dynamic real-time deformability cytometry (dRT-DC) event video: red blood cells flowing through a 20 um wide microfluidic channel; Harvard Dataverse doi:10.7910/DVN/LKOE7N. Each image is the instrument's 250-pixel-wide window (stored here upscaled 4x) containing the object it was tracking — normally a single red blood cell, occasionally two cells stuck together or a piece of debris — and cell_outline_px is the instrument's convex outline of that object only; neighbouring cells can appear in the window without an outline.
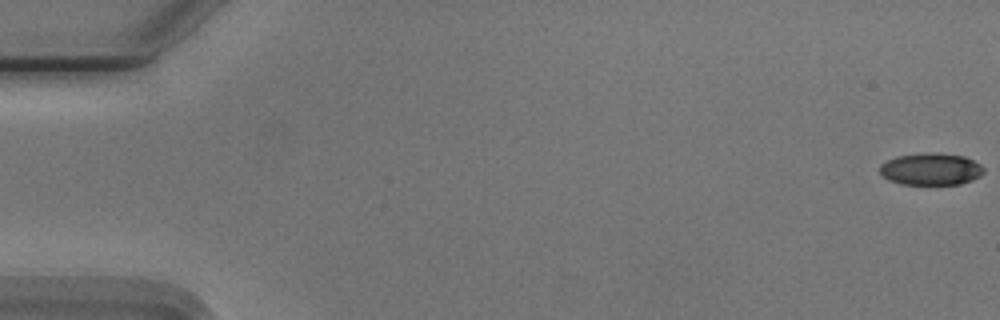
{"species": "Egyptian fruit bat (a non-hibernating species)", "species_latin": "Rousettus aegyptiacus", "temperature_condition": "cold", "stored_images_in_passage": 53, "camera_frame_rate_fps": 3000, "um_per_image_px": 0.085, "animal": {"sex": "male"}, "frame": {"image": 1, "passage_image": 1, "time_ms": 0.0, "image_size_px": [1000, 320], "cell_outline_px": [[984, 172], [980, 176], [972, 180], [960, 184], [900, 184], [888, 180], [880, 172], [880, 164], [896, 156], [924, 152], [936, 152], [964, 156], [980, 164], [984, 168]], "centroid_in_image_um": [79.13, 14.36], "position_along_channel_um": 5.9, "area_um2": 19.54}}
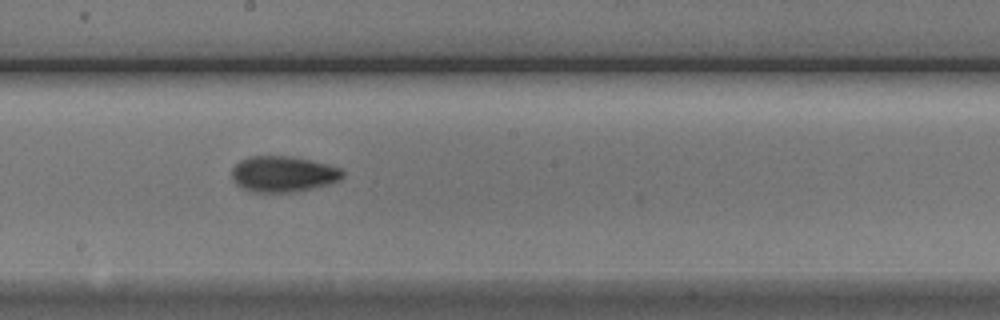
{"frame": {"image": 2, "passage_image": 31, "time_ms": 10.0, "image_size_px": [1000, 320], "cell_outline_px": [[344, 176], [340, 180], [328, 184], [312, 188], [292, 192], [256, 192], [244, 188], [236, 184], [232, 176], [232, 168], [240, 160], [248, 156], [292, 156], [328, 164], [340, 168], [344, 172]], "centroid_in_image_um": [24.08, 14.78], "position_along_channel_um": 224.1, "area_um2": 23.12}}
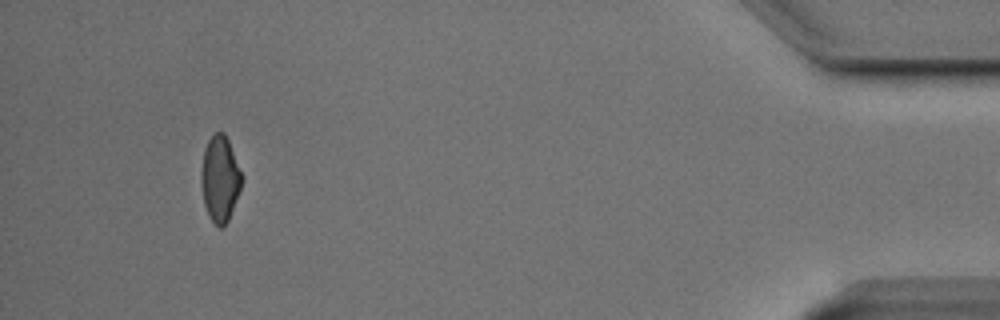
{"frame": {"image": 3, "passage_image": 52, "time_ms": 17.0, "image_size_px": [1000, 320], "cell_outline_px": [[244, 176], [240, 188], [228, 220], [224, 228], [220, 228], [208, 216], [204, 204], [200, 180], [200, 172], [204, 148], [208, 140], [216, 132], [224, 132], [228, 140]], "centroid_in_image_um": [18.69, 15.19], "position_along_channel_um": 416.5, "area_um2": 20.4}}